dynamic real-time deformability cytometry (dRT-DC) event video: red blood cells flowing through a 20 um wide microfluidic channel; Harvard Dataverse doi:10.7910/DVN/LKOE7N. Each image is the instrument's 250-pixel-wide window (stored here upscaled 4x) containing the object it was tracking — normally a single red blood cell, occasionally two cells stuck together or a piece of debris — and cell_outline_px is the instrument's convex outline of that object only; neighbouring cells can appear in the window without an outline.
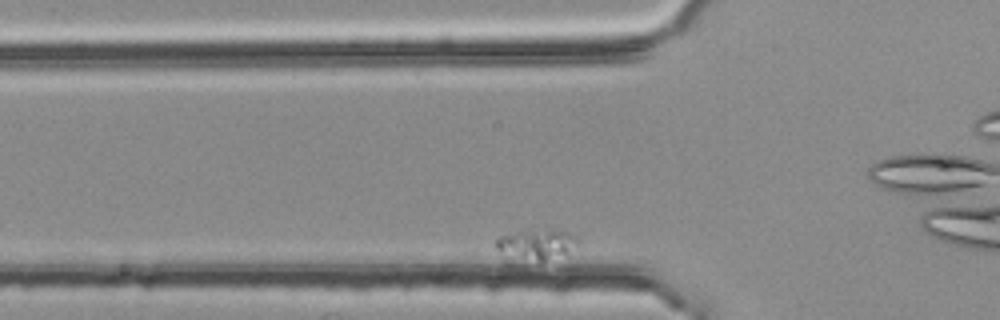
{"species": "common noctule bat (a hibernating species)", "species_latin": "Nyctalus noctula", "temperature_condition": "room temperature", "stored_images_in_passage": 49, "camera_frame_rate_fps": 3000, "um_per_image_px": 0.085, "animal": {"sex": "female", "body_mass_g": 25.1}, "frame": {"image": 1, "passage_image": 8, "time_ms": 2.333, "image_size_px": [1000, 320], "cell_outline_px": [[576, 244], [568, 264], [532, 260], [496, 248], [496, 240], [500, 236], [520, 232], [544, 228], [560, 228], [576, 236]], "centroid_in_image_um": [45.91, 20.81], "position_along_channel_um": 79.9, "area_um2": 15.14}}